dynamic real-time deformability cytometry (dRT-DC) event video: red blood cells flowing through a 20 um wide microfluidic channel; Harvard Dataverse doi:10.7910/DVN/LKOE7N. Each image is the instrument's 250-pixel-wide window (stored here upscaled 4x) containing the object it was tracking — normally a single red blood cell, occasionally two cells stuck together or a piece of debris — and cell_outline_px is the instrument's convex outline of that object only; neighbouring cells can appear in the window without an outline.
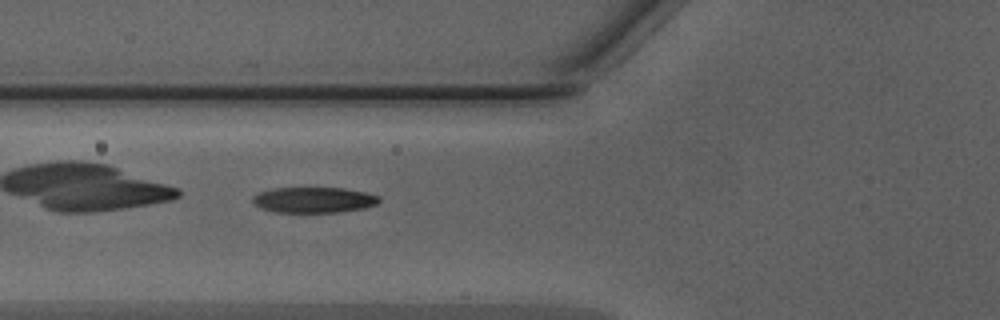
{"species": "Egyptian fruit bat (a non-hibernating species)", "species_latin": "Rousettus aegyptiacus", "temperature_condition": "warm", "stored_images_in_passage": 49, "camera_frame_rate_fps": 3000, "um_per_image_px": 0.085, "animal": {"sex": "male"}, "frame": {"image": 1, "passage_image": 20, "time_ms": 6.333, "image_size_px": [1000, 320], "cell_outline_px": [[380, 200], [376, 204], [364, 208], [340, 212], [276, 212], [260, 208], [252, 204], [252, 196], [260, 192], [272, 188], [344, 188], [364, 192], [380, 196]], "centroid_in_image_um": [26.64, 16.99], "position_along_channel_um": 99.2, "area_um2": 18.96}}
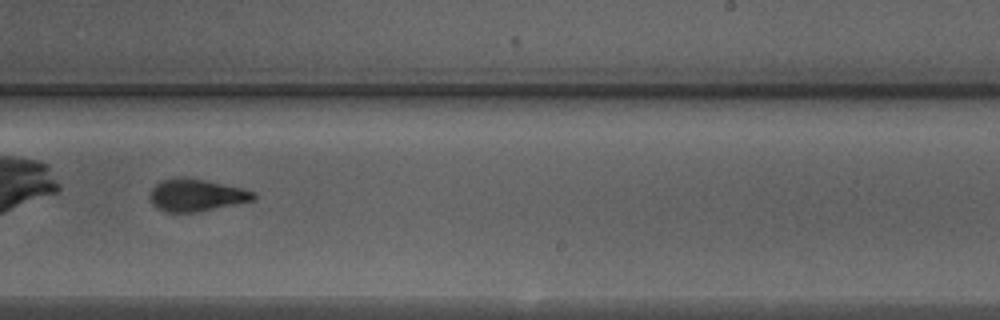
{"frame": {"image": 2, "passage_image": 32, "time_ms": 10.333, "image_size_px": [1000, 320], "cell_outline_px": [[256, 200], [196, 212], [168, 212], [152, 204], [152, 188], [156, 184], [164, 180], [204, 180], [240, 188], [256, 192]], "centroid_in_image_um": [16.77, 16.63], "position_along_channel_um": 272.2, "area_um2": 18.5}}
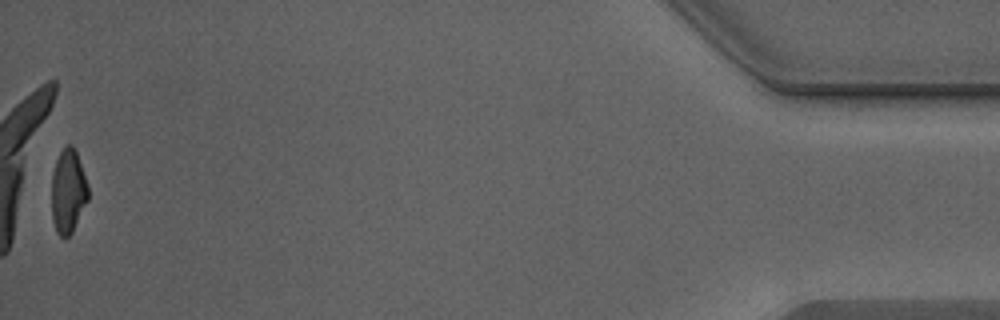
{"frame": {"image": 3, "passage_image": 49, "time_ms": 16.0, "image_size_px": [1000, 320], "cell_outline_px": [[88, 200], [72, 232], [68, 236], [60, 236], [56, 232], [52, 220], [52, 172], [56, 160], [60, 152], [68, 144], [72, 144], [76, 152], [88, 184]], "centroid_in_image_um": [5.78, 16.26], "position_along_channel_um": 429.4, "area_um2": 17.8}, "authors_computed_cell_mechanics": {"area_um2": 19.8254, "velocity_mm_per_s": 4.325, "shape_relaxation_time_tau1_ms": 2.6145, "shape_relaxation_time_tau2_ms": 1.4856, "deformation_change_tau1": 0.1481, "deformation_change_tau2": 0.0956}}